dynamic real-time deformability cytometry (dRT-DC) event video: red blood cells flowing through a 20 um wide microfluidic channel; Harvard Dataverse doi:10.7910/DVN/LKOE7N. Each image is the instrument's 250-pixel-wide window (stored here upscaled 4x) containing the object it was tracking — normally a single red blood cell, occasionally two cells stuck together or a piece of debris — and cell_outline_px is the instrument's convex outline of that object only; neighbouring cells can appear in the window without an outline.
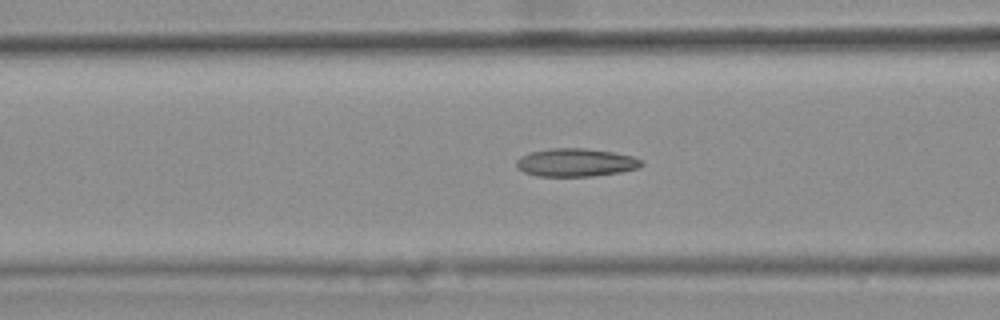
{"species": "common noctule bat (a hibernating species)", "species_latin": "Nyctalus noctula", "temperature_condition": "warm", "stored_images_in_passage": 22, "camera_frame_rate_fps": 3000, "um_per_image_px": 0.085, "animal": {"sex": "female", "body_mass_g": 25.1}, "frame": {"image": 1, "passage_image": 18, "time_ms": 5.667, "image_size_px": [1000, 320], "cell_outline_px": [[644, 164], [636, 168], [620, 172], [592, 176], [536, 176], [524, 172], [516, 168], [516, 160], [520, 156], [532, 152], [552, 148], [588, 148], [612, 152], [632, 156], [644, 160]], "centroid_in_image_um": [48.93, 13.81], "position_along_channel_um": 117.7, "area_um2": 20.52}}